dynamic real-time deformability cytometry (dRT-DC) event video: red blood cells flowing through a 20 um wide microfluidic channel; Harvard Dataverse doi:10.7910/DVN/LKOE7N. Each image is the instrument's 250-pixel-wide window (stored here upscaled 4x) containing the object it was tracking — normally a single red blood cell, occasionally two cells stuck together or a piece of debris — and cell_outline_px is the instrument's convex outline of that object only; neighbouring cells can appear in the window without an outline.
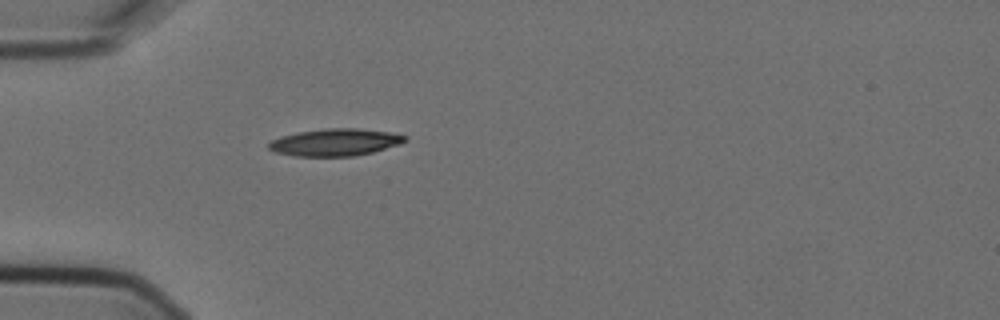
{"species": "Egyptian fruit bat (a non-hibernating species)", "species_latin": "Rousettus aegyptiacus", "temperature_condition": "cold", "stored_images_in_passage": 1, "camera_frame_rate_fps": 3000, "um_per_image_px": 0.085, "animal": {"sex": "female"}, "frame": {"image": 1, "passage_image": 1, "time_ms": 0.0, "image_size_px": [1000, 320], "cell_outline_px": [[408, 136], [400, 144], [372, 152], [352, 156], [296, 156], [276, 152], [268, 148], [268, 144], [272, 140], [280, 136], [300, 132], [328, 128], [356, 128], [388, 132]], "centroid_in_image_um": [28.47, 12.09], "position_along_channel_um": 56.5, "area_um2": 21.27}}